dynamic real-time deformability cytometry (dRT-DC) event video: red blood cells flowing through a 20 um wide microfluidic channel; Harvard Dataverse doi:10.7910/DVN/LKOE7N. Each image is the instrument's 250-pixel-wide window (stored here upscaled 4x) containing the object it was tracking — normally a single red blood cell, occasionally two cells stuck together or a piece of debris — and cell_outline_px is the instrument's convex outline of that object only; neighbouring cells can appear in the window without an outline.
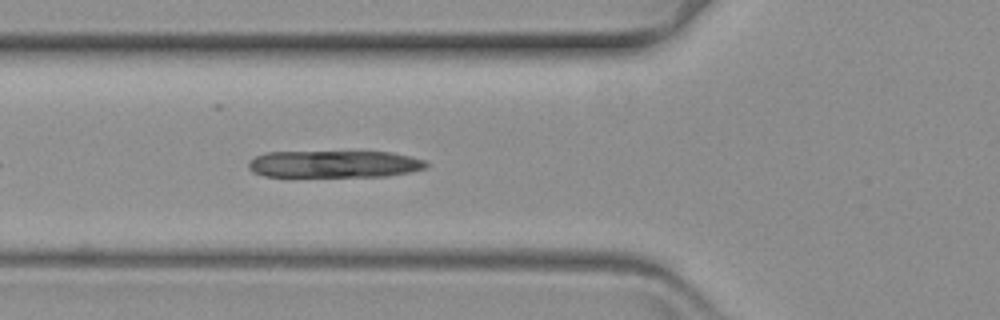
{"species": "common noctule bat (a hibernating species)", "species_latin": "Nyctalus noctula", "temperature_condition": "warm", "stored_images_in_passage": 47, "camera_frame_rate_fps": 3000, "um_per_image_px": 0.085, "animal": {"sex": "female", "body_mass_g": 19.3, "forearm_length_mm": 54.1}, "frame": {"image": 1, "passage_image": 8, "time_ms": 2.333, "image_size_px": [1000, 320], "cell_outline_px": [[428, 168], [412, 172], [388, 176], [264, 176], [252, 172], [248, 168], [248, 164], [256, 156], [268, 152], [392, 152], [412, 156], [424, 160], [428, 164]], "centroid_in_image_um": [28.48, 13.95], "position_along_channel_um": 97.3, "area_um2": 28.09}}
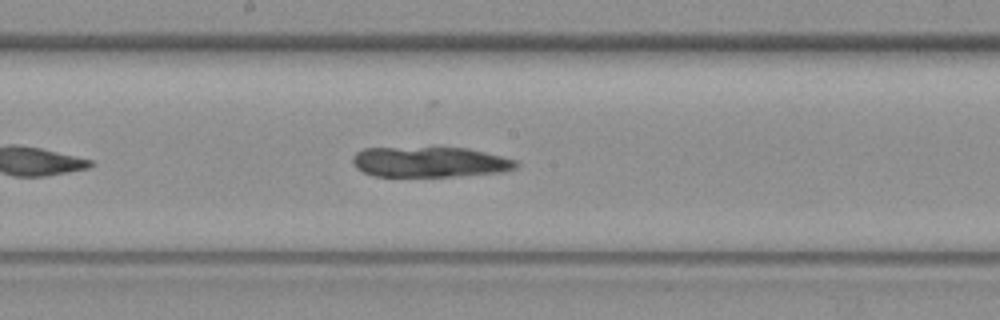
{"frame": {"image": 2, "passage_image": 18, "time_ms": 5.667, "image_size_px": [1000, 320], "cell_outline_px": [[520, 164], [516, 168], [504, 172], [452, 176], [372, 176], [356, 168], [352, 164], [352, 156], [356, 152], [364, 148], [468, 148], [516, 160]], "centroid_in_image_um": [36.51, 13.77], "position_along_channel_um": 211.7, "area_um2": 28.9}}
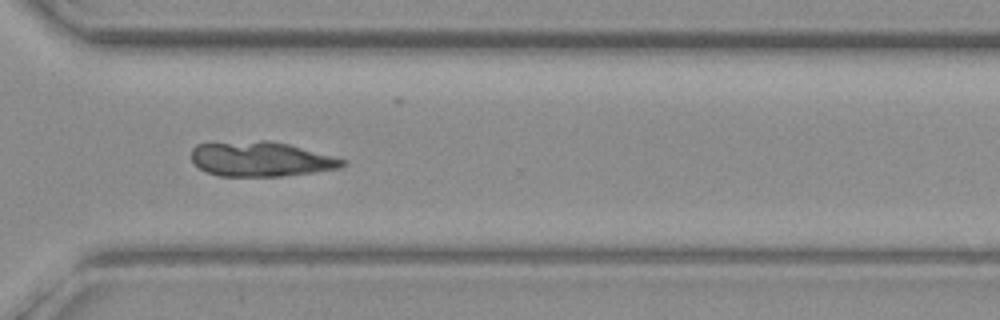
{"frame": {"image": 3, "passage_image": 30, "time_ms": 9.667, "image_size_px": [1000, 320], "cell_outline_px": [[348, 164], [340, 168], [312, 172], [280, 176], [220, 176], [208, 172], [200, 168], [192, 160], [192, 148], [196, 144], [260, 140], [268, 140], [288, 144], [348, 160]], "centroid_in_image_um": [22.2, 13.52], "position_along_channel_um": 348.4, "area_um2": 30.52}}